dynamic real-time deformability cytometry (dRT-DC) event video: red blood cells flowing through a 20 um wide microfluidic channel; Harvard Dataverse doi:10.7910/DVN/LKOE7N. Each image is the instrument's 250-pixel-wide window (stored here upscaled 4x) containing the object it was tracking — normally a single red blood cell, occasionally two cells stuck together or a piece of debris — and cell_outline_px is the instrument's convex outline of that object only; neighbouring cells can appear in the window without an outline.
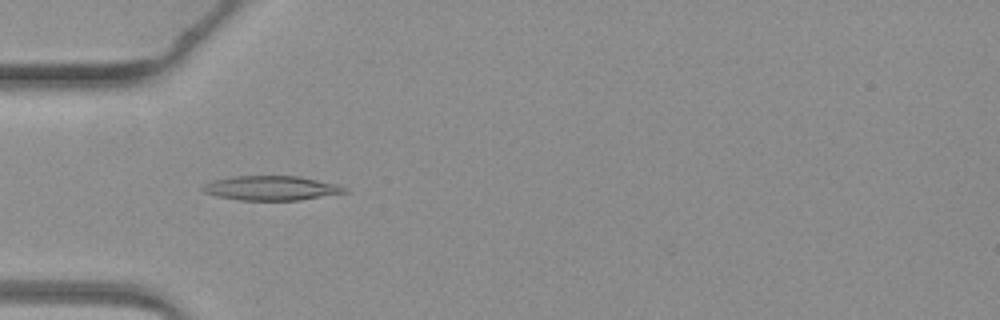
{"species": "common noctule bat (a hibernating species)", "species_latin": "Nyctalus noctula", "temperature_condition": "warm", "stored_images_in_passage": 5, "camera_frame_rate_fps": 3000, "um_per_image_px": 0.085, "animal": {"sex": "female", "body_mass_g": 19.3, "forearm_length_mm": 54.1}, "frame": {"image": 1, "passage_image": 3, "time_ms": 2.333, "image_size_px": [1000, 320], "cell_outline_px": [[348, 192], [300, 200], [240, 200], [216, 196], [204, 192], [200, 188], [204, 184], [212, 180], [232, 176], [300, 176], [336, 184], [348, 188]], "centroid_in_image_um": [23.04, 15.98], "position_along_channel_um": 62.0, "area_um2": 20.29}}
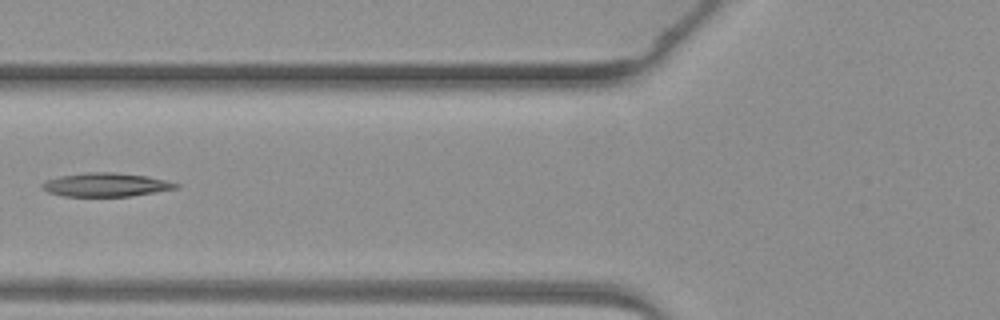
{"frame": {"image": 2, "passage_image": 4, "time_ms": 3.667, "image_size_px": [1000, 320], "cell_outline_px": [[180, 188], [132, 196], [64, 196], [48, 192], [40, 184], [44, 180], [60, 176], [84, 172], [116, 172], [148, 176], [180, 184]], "centroid_in_image_um": [9.01, 15.7], "position_along_channel_um": 116.8, "area_um2": 18.55}}
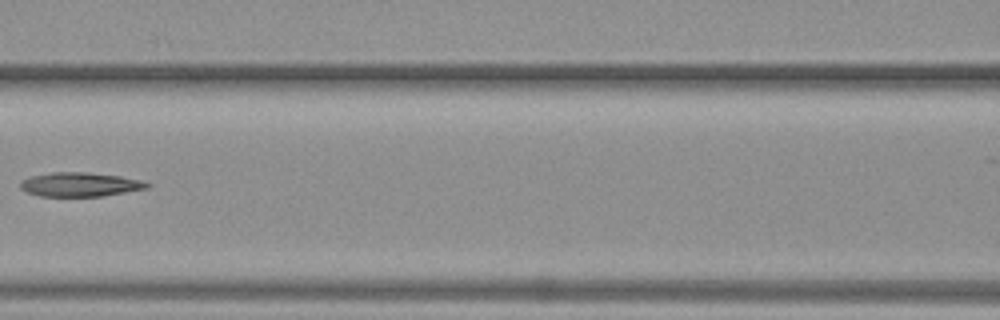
{"frame": {"image": 3, "passage_image": 5, "time_ms": 4.667, "image_size_px": [1000, 320], "cell_outline_px": [[152, 184], [148, 188], [104, 196], [40, 196], [28, 192], [20, 188], [20, 180], [28, 176], [52, 172], [88, 172], [120, 176], [140, 180]], "centroid_in_image_um": [6.78, 15.67], "position_along_channel_um": 159.8, "area_um2": 17.92}}